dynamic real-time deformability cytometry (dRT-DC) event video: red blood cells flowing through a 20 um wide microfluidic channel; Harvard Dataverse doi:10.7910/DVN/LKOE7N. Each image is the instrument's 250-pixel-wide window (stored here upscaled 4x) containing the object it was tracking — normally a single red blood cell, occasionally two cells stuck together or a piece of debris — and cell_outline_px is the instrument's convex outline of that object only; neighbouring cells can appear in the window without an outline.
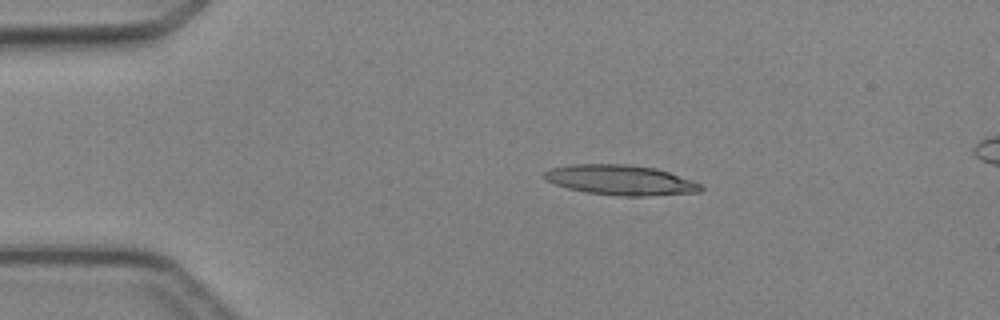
{"species": "Egyptian fruit bat (a non-hibernating species)", "species_latin": "Rousettus aegyptiacus", "temperature_condition": "cold", "stored_images_in_passage": 3, "camera_frame_rate_fps": 3000, "um_per_image_px": 0.085, "animal": {"sex": "female"}, "frame": {"image": 1, "passage_image": 1, "time_ms": 0.0, "image_size_px": [1000, 320], "cell_outline_px": [[704, 188], [700, 192], [644, 196], [620, 196], [584, 192], [568, 188], [556, 184], [548, 180], [544, 176], [544, 172], [552, 168], [572, 164], [628, 164], [656, 168], [692, 180], [700, 184]], "centroid_in_image_um": [52.77, 15.3], "position_along_channel_um": 32.2, "area_um2": 27.28}}